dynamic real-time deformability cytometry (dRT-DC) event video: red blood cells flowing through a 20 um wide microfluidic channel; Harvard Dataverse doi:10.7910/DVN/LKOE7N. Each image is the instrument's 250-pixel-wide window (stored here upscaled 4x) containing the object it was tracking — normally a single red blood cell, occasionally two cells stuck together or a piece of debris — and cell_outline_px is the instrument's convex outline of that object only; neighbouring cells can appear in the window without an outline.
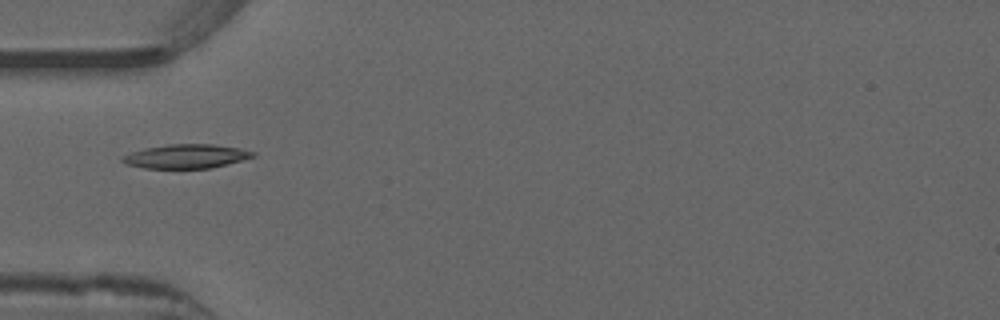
{"species": "common noctule bat (a hibernating species)", "species_latin": "Nyctalus noctula", "temperature_condition": "warm", "stored_images_in_passage": 36, "camera_frame_rate_fps": 3000, "um_per_image_px": 0.085, "animal": {"sex": "male", "forearm_length_mm": 52.5}, "frame": {"image": 1, "passage_image": 1, "time_ms": 0.0, "image_size_px": [1000, 320], "cell_outline_px": [[256, 156], [212, 168], [144, 168], [124, 164], [120, 160], [120, 156], [144, 148], [168, 144], [212, 144], [240, 148], [256, 152]], "centroid_in_image_um": [15.79, 13.28], "position_along_channel_um": 69.2, "area_um2": 18.38}}
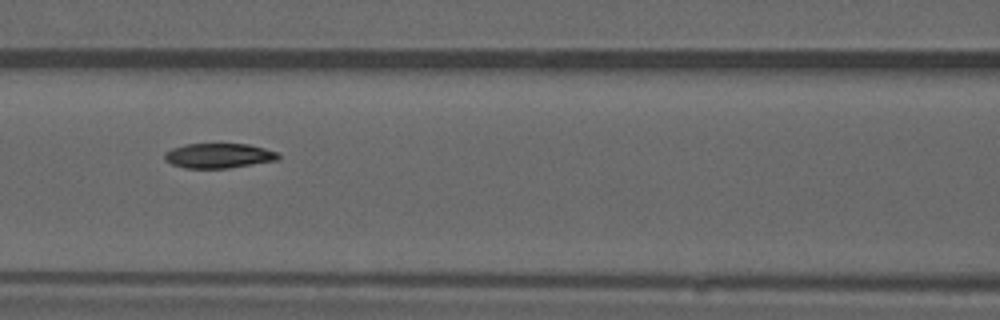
{"frame": {"image": 2, "passage_image": 7, "time_ms": 2.0, "image_size_px": [1000, 320], "cell_outline_px": [[280, 156], [276, 160], [228, 168], [184, 168], [172, 164], [164, 160], [164, 152], [172, 148], [184, 144], [248, 144], [280, 152]], "centroid_in_image_um": [18.57, 13.23], "position_along_channel_um": 148.0, "area_um2": 16.47}}
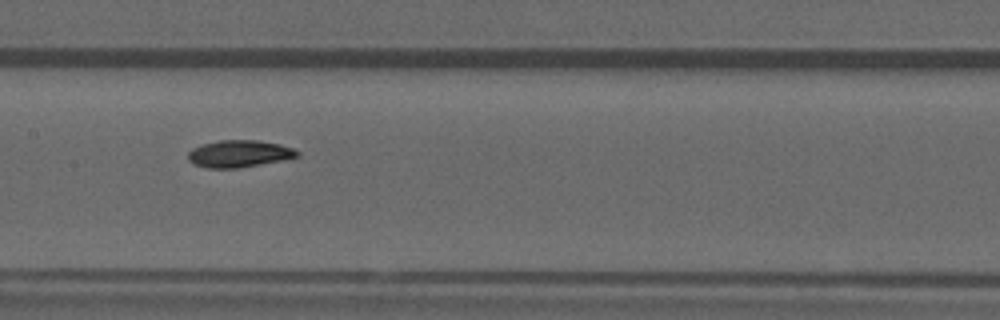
{"frame": {"image": 3, "passage_image": 10, "time_ms": 3.0, "image_size_px": [1000, 320], "cell_outline_px": [[300, 156], [284, 160], [240, 168], [208, 168], [192, 164], [188, 160], [188, 152], [192, 148], [200, 144], [220, 140], [256, 140], [280, 144], [292, 148], [300, 152]], "centroid_in_image_um": [20.32, 13.07], "position_along_channel_um": 187.1, "area_um2": 17.46}, "authors_computed_cell_mechanics": {"area_um2": 16.8776, "velocity_mm_per_s": 3.9149, "shape_relaxation_time_tau1_ms": 4.6118, "shape_relaxation_time_tau2_ms": null, "deformation_change_tau1": 0.1413, "deformation_change_tau2": null}}